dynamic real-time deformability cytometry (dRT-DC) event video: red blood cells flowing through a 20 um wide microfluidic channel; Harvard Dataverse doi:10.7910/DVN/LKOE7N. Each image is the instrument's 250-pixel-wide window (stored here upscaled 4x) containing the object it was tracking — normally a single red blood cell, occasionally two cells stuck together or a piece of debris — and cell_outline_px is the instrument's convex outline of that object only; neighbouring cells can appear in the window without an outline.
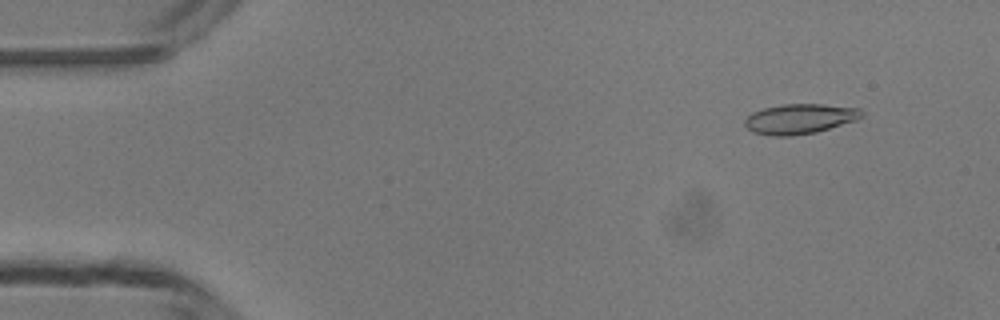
{"species": "common noctule bat (a hibernating species)", "species_latin": "Nyctalus noctula", "temperature_condition": "room temperature", "stored_images_in_passage": 49, "camera_frame_rate_fps": 3000, "um_per_image_px": 0.085, "animal": {"sex": "male", "body_mass_g": 13.3}, "frame": {"image": 1, "passage_image": 5, "time_ms": 1.333, "image_size_px": [1000, 320], "cell_outline_px": [[864, 116], [856, 120], [816, 132], [788, 136], [772, 136], [752, 132], [744, 124], [744, 120], [752, 112], [764, 108], [780, 104], [824, 104], [860, 108], [864, 112]], "centroid_in_image_um": [67.98, 10.09], "position_along_channel_um": 17.0, "area_um2": 20.52}}
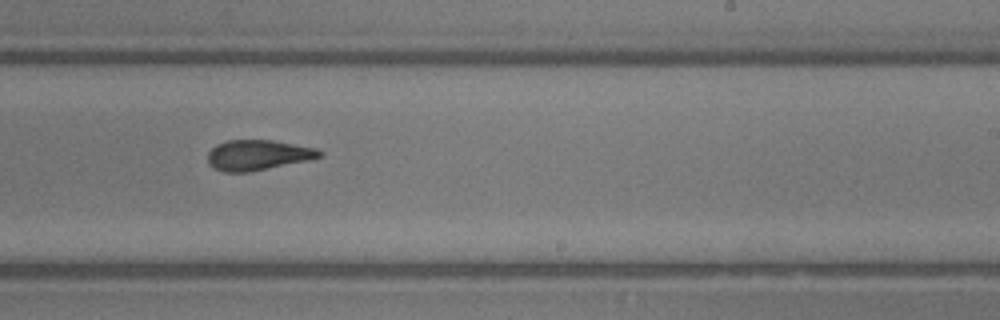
{"frame": {"image": 2, "passage_image": 30, "time_ms": 9.667, "image_size_px": [1000, 320], "cell_outline_px": [[324, 156], [308, 160], [248, 172], [224, 172], [212, 168], [208, 164], [208, 152], [216, 144], [228, 140], [272, 140], [316, 148], [324, 152]], "centroid_in_image_um": [21.91, 13.18], "position_along_channel_um": 267.1, "area_um2": 19.77}}
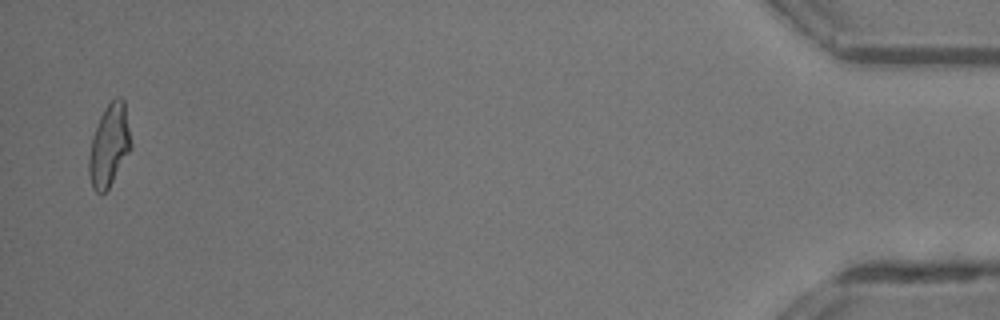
{"frame": {"image": 3, "passage_image": 48, "time_ms": 15.667, "image_size_px": [1000, 320], "cell_outline_px": [[132, 148], [108, 188], [104, 192], [96, 192], [92, 188], [88, 172], [88, 160], [92, 136], [100, 116], [104, 108], [116, 96], [120, 96], [124, 100], [132, 144]], "centroid_in_image_um": [9.28, 12.34], "position_along_channel_um": 425.9, "area_um2": 20.11}, "authors_computed_cell_mechanics": {"area_um2": 20.0566, "velocity_mm_per_s": 4.2058, "shape_relaxation_time_tau1_ms": 4.6463, "shape_relaxation_time_tau2_ms": 2.198, "deformation_change_tau1": 0.1794, "deformation_change_tau2": 0.1068}}